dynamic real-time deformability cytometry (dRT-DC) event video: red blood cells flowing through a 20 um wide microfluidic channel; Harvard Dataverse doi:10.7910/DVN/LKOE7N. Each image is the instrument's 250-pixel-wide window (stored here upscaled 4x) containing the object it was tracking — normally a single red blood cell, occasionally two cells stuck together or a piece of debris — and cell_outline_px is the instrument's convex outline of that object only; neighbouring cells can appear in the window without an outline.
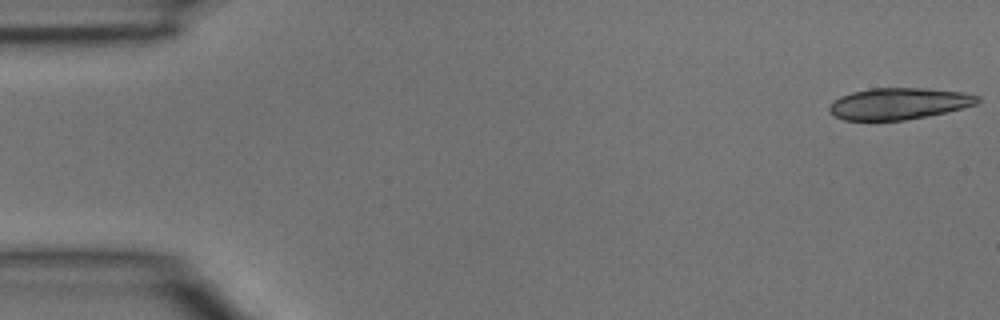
{"species": "common noctule bat (a hibernating species)", "species_latin": "Nyctalus noctula", "temperature_condition": "room temperature", "stored_images_in_passage": 4, "camera_frame_rate_fps": 3000, "um_per_image_px": 0.085, "animal": {"sex": "male", "body_mass_g": 15.6}, "frame": {"image": 1, "passage_image": 1, "time_ms": 0.0, "image_size_px": [1000, 320], "cell_outline_px": [[980, 100], [976, 104], [948, 112], [928, 116], [904, 120], [844, 120], [832, 116], [828, 112], [828, 108], [840, 96], [852, 92], [872, 88], [928, 88], [964, 92], [980, 96]], "centroid_in_image_um": [76.41, 8.81], "position_along_channel_um": 8.6, "area_um2": 27.4}}
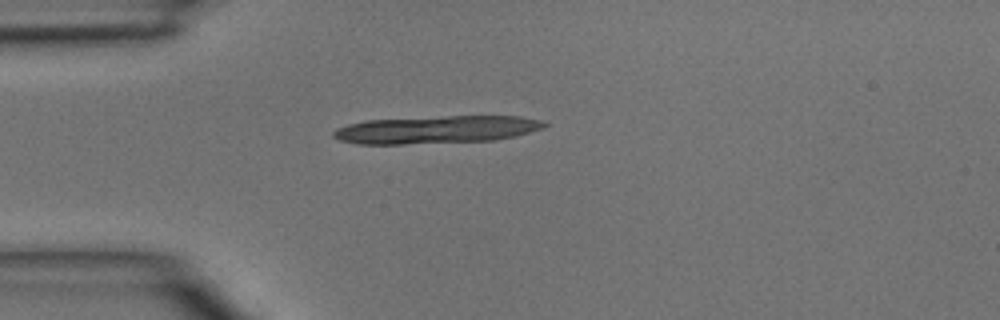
{"frame": {"image": 2, "passage_image": 4, "time_ms": 1.0, "image_size_px": [1000, 320], "cell_outline_px": [[548, 124], [544, 128], [516, 136], [496, 140], [404, 144], [360, 144], [340, 140], [332, 136], [332, 132], [336, 128], [348, 124], [364, 120], [448, 116], [520, 116], [544, 120]], "centroid_in_image_um": [37.12, 11.01], "position_along_channel_um": 47.9, "area_um2": 34.22}}